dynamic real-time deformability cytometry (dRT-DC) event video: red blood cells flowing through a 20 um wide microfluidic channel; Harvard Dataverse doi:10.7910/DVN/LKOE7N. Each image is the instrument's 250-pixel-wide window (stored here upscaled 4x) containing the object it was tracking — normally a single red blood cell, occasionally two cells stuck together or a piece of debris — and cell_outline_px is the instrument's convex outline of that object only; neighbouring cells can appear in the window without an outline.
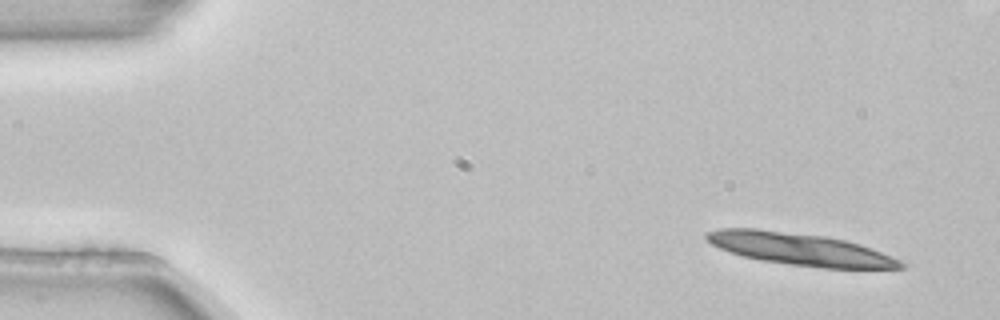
{"species": "common noctule bat (a hibernating species)", "species_latin": "Nyctalus noctula", "temperature_condition": "room temperature", "stored_images_in_passage": 5, "camera_frame_rate_fps": 3000, "um_per_image_px": 0.085, "animal": {"sex": "female", "body_mass_g": 22.7, "forearm_length_mm": 54.2}, "frame": {"image": 1, "passage_image": 1, "time_ms": 0.0, "image_size_px": [1000, 320], "cell_outline_px": [[904, 268], [820, 268], [760, 260], [744, 256], [720, 248], [712, 244], [704, 236], [704, 232], [720, 228], [756, 228], [824, 236], [844, 240], [860, 244], [900, 260], [904, 264]], "centroid_in_image_um": [67.96, 21.16], "position_along_channel_um": 17.0, "area_um2": 36.07}}